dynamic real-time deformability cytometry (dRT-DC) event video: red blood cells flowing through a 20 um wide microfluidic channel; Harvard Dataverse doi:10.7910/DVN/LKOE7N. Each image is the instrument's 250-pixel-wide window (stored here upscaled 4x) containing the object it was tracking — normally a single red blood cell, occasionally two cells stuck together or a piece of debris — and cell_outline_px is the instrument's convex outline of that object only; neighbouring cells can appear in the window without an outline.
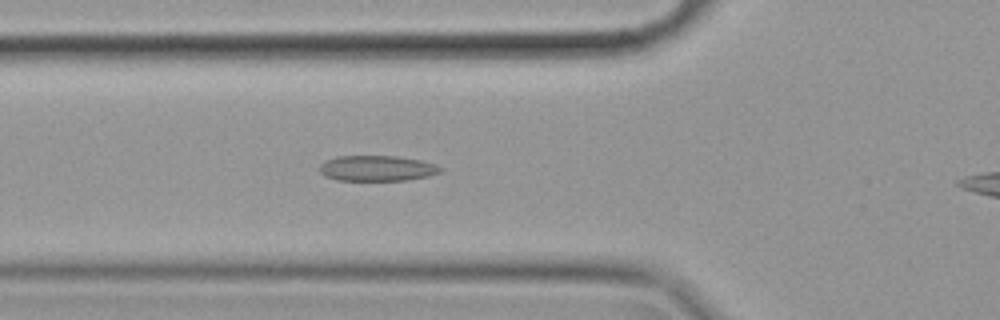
{"species": "common noctule bat (a hibernating species)", "species_latin": "Nyctalus noctula", "temperature_condition": "cold", "stored_images_in_passage": 26, "camera_frame_rate_fps": 3000, "um_per_image_px": 0.085, "animal": {"sex": "female", "body_mass_g": 19.9}, "frame": {"image": 1, "passage_image": 17, "time_ms": 5.333, "image_size_px": [1000, 320], "cell_outline_px": [[444, 168], [440, 172], [428, 176], [404, 180], [336, 180], [324, 176], [320, 172], [320, 164], [324, 160], [336, 156], [396, 156], [420, 160], [436, 164]], "centroid_in_image_um": [32.02, 14.3], "position_along_channel_um": 93.8, "area_um2": 18.03}}
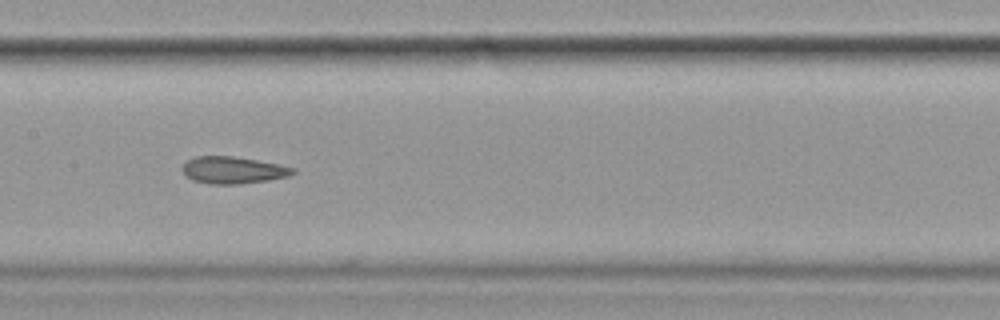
{"frame": {"image": 2, "passage_image": 25, "time_ms": 8.0, "image_size_px": [1000, 320], "cell_outline_px": [[296, 172], [288, 176], [268, 180], [236, 184], [212, 184], [192, 180], [184, 176], [180, 168], [188, 160], [196, 156], [232, 156], [280, 164], [296, 168]], "centroid_in_image_um": [19.79, 14.46], "position_along_channel_um": 187.6, "area_um2": 17.46}}